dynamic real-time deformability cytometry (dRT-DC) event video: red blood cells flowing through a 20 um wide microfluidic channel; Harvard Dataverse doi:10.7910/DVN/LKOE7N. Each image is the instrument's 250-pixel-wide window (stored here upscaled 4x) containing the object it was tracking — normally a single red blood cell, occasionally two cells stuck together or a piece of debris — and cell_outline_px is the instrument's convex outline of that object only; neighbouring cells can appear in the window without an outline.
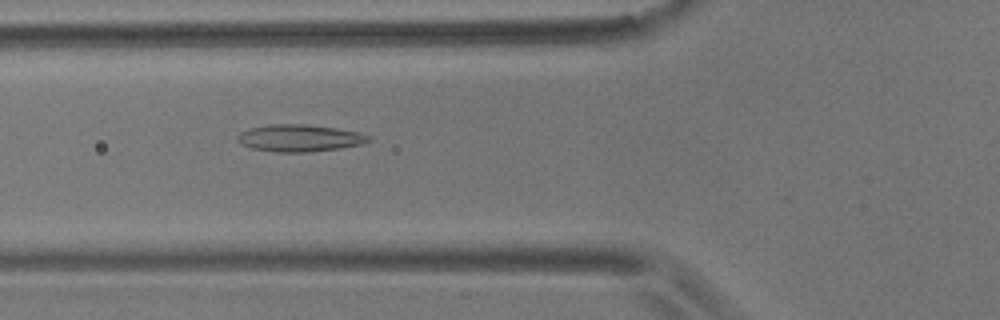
{"species": "common noctule bat (a hibernating species)", "species_latin": "Nyctalus noctula", "temperature_condition": "room temperature", "stored_images_in_passage": 33, "camera_frame_rate_fps": 3000, "um_per_image_px": 0.085, "animal": {"sex": "male", "body_mass_g": 17.9}, "frame": {"image": 1, "passage_image": 6, "time_ms": 1.667, "image_size_px": [1000, 320], "cell_outline_px": [[372, 140], [360, 144], [340, 148], [308, 152], [276, 152], [252, 148], [240, 144], [236, 140], [236, 136], [240, 132], [248, 128], [272, 124], [304, 124], [336, 128], [360, 132], [368, 136]], "centroid_in_image_um": [25.41, 11.73], "position_along_channel_um": 100.4, "area_um2": 20.69}}
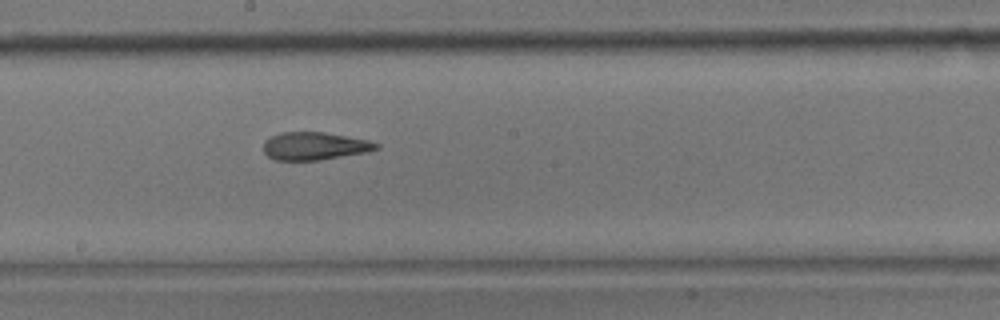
{"frame": {"image": 2, "passage_image": 16, "time_ms": 5.0, "image_size_px": [1000, 320], "cell_outline_px": [[380, 148], [368, 152], [320, 160], [276, 160], [268, 156], [264, 152], [264, 140], [280, 132], [324, 132], [368, 140], [380, 144]], "centroid_in_image_um": [26.76, 12.41], "position_along_channel_um": 221.4, "area_um2": 18.32}}
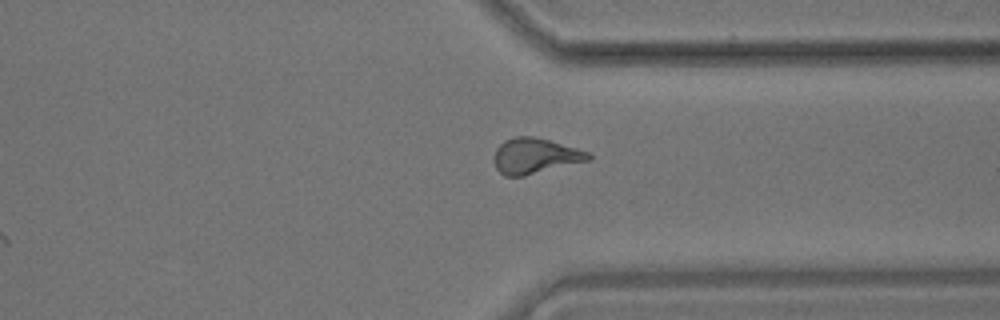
{"frame": {"image": 3, "passage_image": 28, "time_ms": 9.0, "image_size_px": [1000, 320], "cell_outline_px": [[592, 160], [524, 176], [504, 176], [496, 168], [496, 148], [504, 140], [512, 136], [532, 136], [548, 140], [576, 148], [588, 152], [592, 156]], "centroid_in_image_um": [45.51, 13.25], "position_along_channel_um": 365.9, "area_um2": 19.42}, "authors_computed_cell_mechanics": {"area_um2": 18.8428, "velocity_mm_per_s": 3.626, "shape_relaxation_time_tau1_ms": null, "shape_relaxation_time_tau2_ms": 2.7533, "deformation_change_tau1": null, "deformation_change_tau2": 0.1196}}